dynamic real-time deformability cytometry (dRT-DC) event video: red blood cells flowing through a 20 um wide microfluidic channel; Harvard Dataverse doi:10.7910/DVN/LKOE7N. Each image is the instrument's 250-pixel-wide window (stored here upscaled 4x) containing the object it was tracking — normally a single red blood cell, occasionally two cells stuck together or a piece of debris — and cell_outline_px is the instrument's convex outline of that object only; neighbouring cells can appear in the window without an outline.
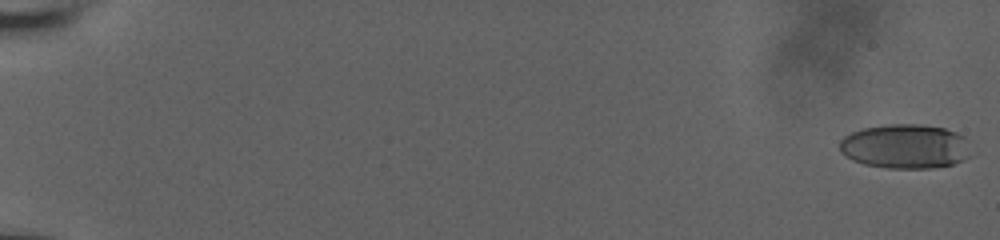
{"species": "human", "species_latin": "Homo sapiens", "temperature_condition": "room temperature", "stored_images_in_passage": 56, "camera_frame_rate_fps": 3000, "um_per_image_px": 0.085, "donor": {"sex": "male"}, "frame": {"image": 1, "passage_image": 1, "time_ms": 0.0, "image_size_px": [1000, 240], "cell_outline_px": [[968, 156], [964, 160], [952, 164], [932, 168], [888, 168], [864, 164], [852, 160], [844, 156], [840, 152], [840, 140], [844, 136], [852, 132], [864, 128], [884, 124], [920, 124], [944, 128], [956, 132], [964, 136]], "centroid_in_image_um": [76.89, 12.44], "position_along_channel_um": 8.1, "area_um2": 33.87}}
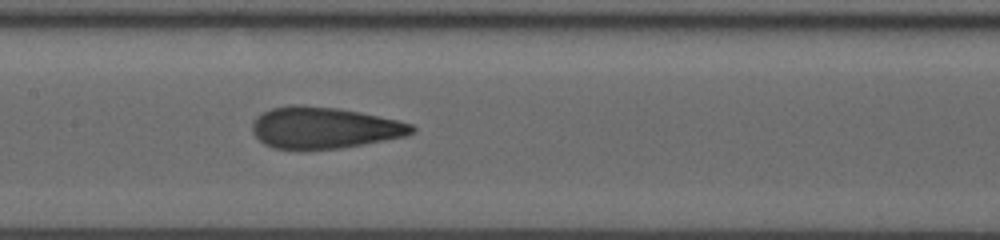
{"frame": {"image": 2, "passage_image": 31, "time_ms": 10.0, "image_size_px": [1000, 240], "cell_outline_px": [[416, 132], [404, 136], [384, 140], [340, 148], [272, 148], [264, 144], [252, 132], [252, 120], [256, 116], [272, 108], [288, 104], [300, 104], [340, 108], [360, 112], [396, 120], [412, 124], [416, 128]], "centroid_in_image_um": [27.53, 10.83], "position_along_channel_um": 179.9, "area_um2": 38.38}}
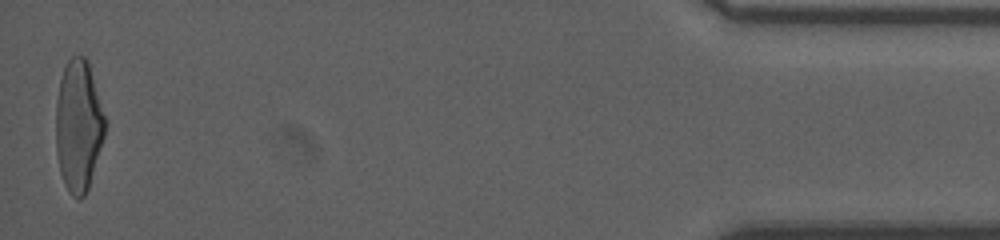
{"frame": {"image": 3, "passage_image": 56, "time_ms": 18.333, "image_size_px": [1000, 240], "cell_outline_px": [[104, 136], [88, 188], [84, 196], [80, 200], [76, 200], [68, 192], [64, 184], [60, 172], [56, 152], [56, 100], [60, 80], [64, 68], [68, 60], [72, 56], [84, 56], [88, 60], [104, 116]], "centroid_in_image_um": [6.64, 10.71], "position_along_channel_um": 428.6, "area_um2": 37.4}, "authors_computed_cell_mechanics": {"area_um2": 37.7434, "velocity_mm_per_s": 3.9592, "shape_relaxation_time_tau1_ms": 5.4183, "shape_relaxation_time_tau2_ms": 0.9853, "deformation_change_tau1": 0.1948, "deformation_change_tau2": 0.0904}}